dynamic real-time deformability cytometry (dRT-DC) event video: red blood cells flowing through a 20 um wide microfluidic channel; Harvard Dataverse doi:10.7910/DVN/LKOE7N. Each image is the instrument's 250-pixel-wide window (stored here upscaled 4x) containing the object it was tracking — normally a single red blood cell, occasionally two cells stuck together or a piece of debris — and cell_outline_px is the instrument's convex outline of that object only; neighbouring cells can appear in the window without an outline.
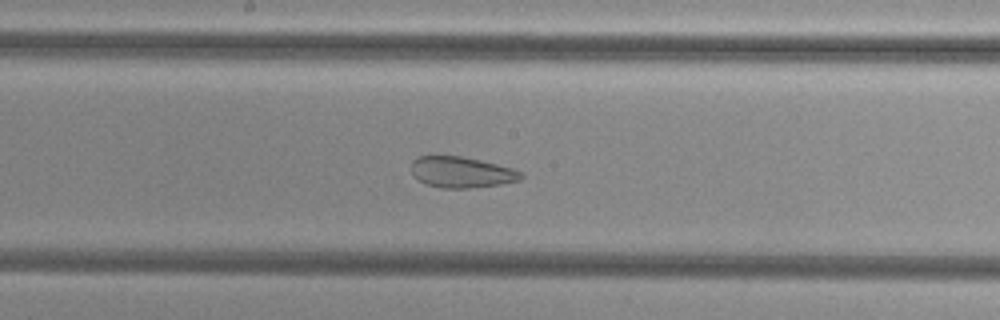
{"species": "common noctule bat (a hibernating species)", "species_latin": "Nyctalus noctula", "temperature_condition": "cold", "stored_images_in_passage": 45, "camera_frame_rate_fps": 3000, "um_per_image_px": 0.085, "animal": {"sex": "female", "body_mass_g": 29.2, "forearm_length_mm": 56.3}, "frame": {"image": 1, "passage_image": 20, "time_ms": 6.333, "image_size_px": [1000, 320], "cell_outline_px": [[524, 176], [520, 180], [500, 184], [468, 188], [440, 188], [416, 180], [412, 176], [412, 160], [420, 156], [460, 156], [480, 160], [512, 168], [524, 172]], "centroid_in_image_um": [39.22, 14.64], "position_along_channel_um": 209.0, "area_um2": 19.83}, "authors_computed_cell_mechanics": {"area_um2": 26.7614, "velocity_mm_per_s": 3.7486, "shape_relaxation_time_tau1_ms": null, "shape_relaxation_time_tau2_ms": 1.5241, "deformation_change_tau1": null, "deformation_change_tau2": 0.0859}}